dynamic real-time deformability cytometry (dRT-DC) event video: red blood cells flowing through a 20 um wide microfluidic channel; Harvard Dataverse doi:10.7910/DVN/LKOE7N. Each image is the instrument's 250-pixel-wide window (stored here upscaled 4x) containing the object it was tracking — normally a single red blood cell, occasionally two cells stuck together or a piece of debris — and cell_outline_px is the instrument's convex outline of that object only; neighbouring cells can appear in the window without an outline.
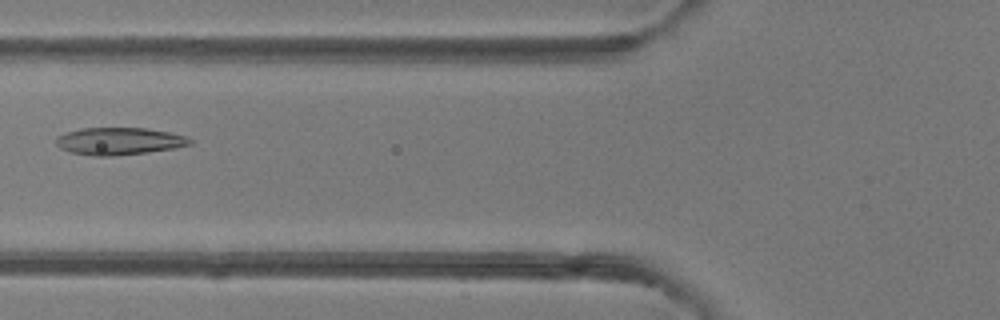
{"species": "common noctule bat (a hibernating species)", "species_latin": "Nyctalus noctula", "temperature_condition": "room temperature", "stored_images_in_passage": 3, "camera_frame_rate_fps": 3000, "um_per_image_px": 0.085, "animal": {"sex": "female"}, "frame": {"image": 1, "passage_image": 2, "time_ms": 1.333, "image_size_px": [1000, 320], "cell_outline_px": [[192, 144], [176, 148], [148, 152], [116, 156], [92, 156], [68, 152], [60, 148], [56, 144], [56, 136], [64, 132], [80, 128], [148, 128], [168, 132], [184, 136], [192, 140]], "centroid_in_image_um": [10.08, 12.0], "position_along_channel_um": 115.7, "area_um2": 21.56}}
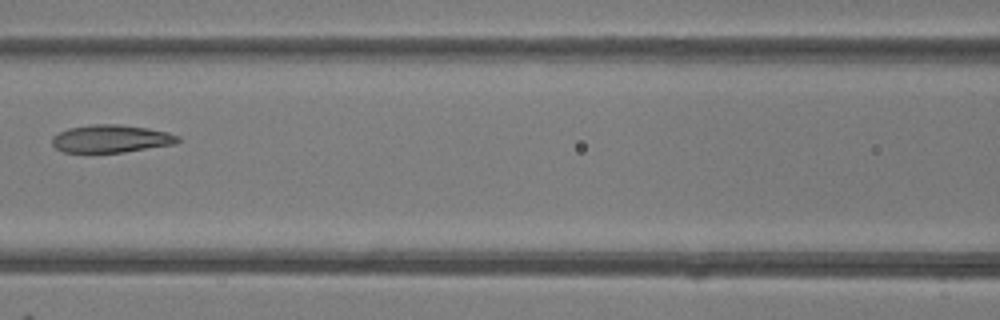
{"frame": {"image": 2, "passage_image": 3, "time_ms": 2.333, "image_size_px": [1000, 320], "cell_outline_px": [[180, 140], [176, 144], [124, 152], [64, 152], [56, 148], [52, 144], [52, 136], [68, 128], [92, 124], [120, 124], [148, 128], [168, 132], [180, 136]], "centroid_in_image_um": [9.46, 11.78], "position_along_channel_um": 157.1, "area_um2": 20.4}}